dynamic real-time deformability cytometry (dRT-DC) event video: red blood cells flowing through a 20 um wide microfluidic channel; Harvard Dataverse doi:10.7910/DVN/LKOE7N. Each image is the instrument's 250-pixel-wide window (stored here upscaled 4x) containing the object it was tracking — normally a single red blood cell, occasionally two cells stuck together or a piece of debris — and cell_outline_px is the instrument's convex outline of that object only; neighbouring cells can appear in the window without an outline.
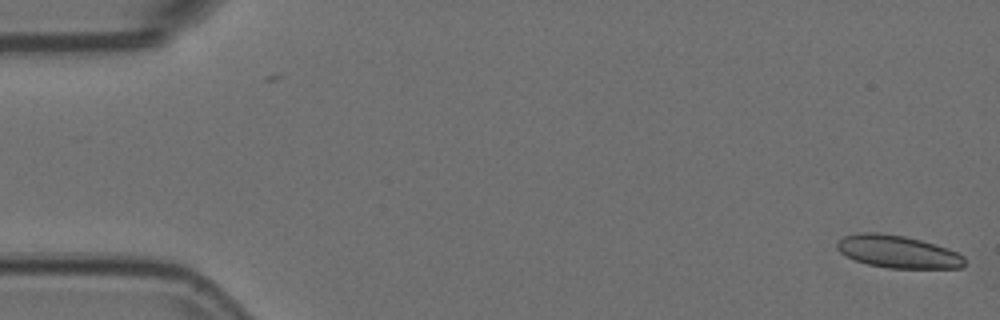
{"species": "Egyptian fruit bat (a non-hibernating species)", "species_latin": "Rousettus aegyptiacus", "temperature_condition": "room temperature", "stored_images_in_passage": 13, "camera_frame_rate_fps": 3000, "um_per_image_px": 0.085, "animal": {"sex": "female"}, "frame": {"image": 1, "passage_image": 1, "time_ms": 0.0, "image_size_px": [1000, 320], "cell_outline_px": [[964, 264], [960, 268], [888, 268], [868, 264], [856, 260], [840, 252], [836, 248], [836, 244], [844, 236], [864, 232], [876, 232], [904, 236], [920, 240], [948, 248], [964, 256]], "centroid_in_image_um": [76.32, 21.39], "position_along_channel_um": 8.7, "area_um2": 23.93}}